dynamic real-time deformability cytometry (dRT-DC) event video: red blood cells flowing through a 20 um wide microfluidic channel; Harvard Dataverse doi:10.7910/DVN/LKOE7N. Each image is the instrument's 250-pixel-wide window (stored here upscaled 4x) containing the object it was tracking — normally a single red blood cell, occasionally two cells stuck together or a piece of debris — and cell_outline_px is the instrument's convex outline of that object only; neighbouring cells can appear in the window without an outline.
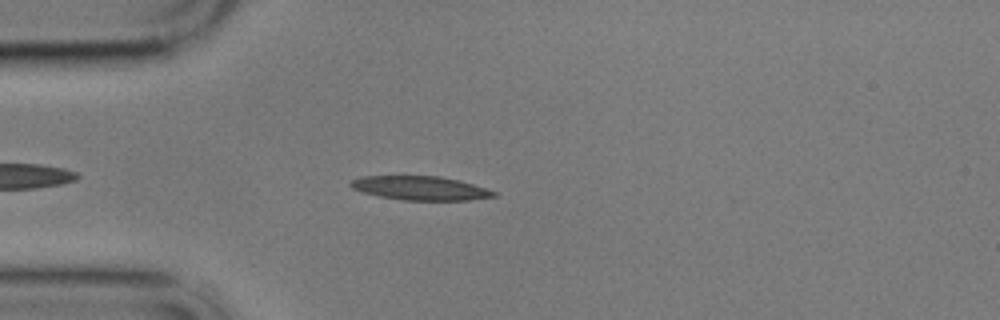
{"species": "common noctule bat (a hibernating species)", "species_latin": "Nyctalus noctula", "temperature_condition": "cold", "stored_images_in_passage": 3, "camera_frame_rate_fps": 3000, "um_per_image_px": 0.085, "animal": {"sex": "male", "body_mass_g": 17.9}, "frame": {"image": 1, "passage_image": 3, "time_ms": 3.667, "image_size_px": [1000, 320], "cell_outline_px": [[496, 196], [468, 200], [404, 200], [380, 196], [364, 192], [352, 188], [348, 184], [352, 180], [360, 176], [440, 176], [460, 180], [496, 192]], "centroid_in_image_um": [35.71, 15.98], "position_along_channel_um": 49.3, "area_um2": 19.77}}